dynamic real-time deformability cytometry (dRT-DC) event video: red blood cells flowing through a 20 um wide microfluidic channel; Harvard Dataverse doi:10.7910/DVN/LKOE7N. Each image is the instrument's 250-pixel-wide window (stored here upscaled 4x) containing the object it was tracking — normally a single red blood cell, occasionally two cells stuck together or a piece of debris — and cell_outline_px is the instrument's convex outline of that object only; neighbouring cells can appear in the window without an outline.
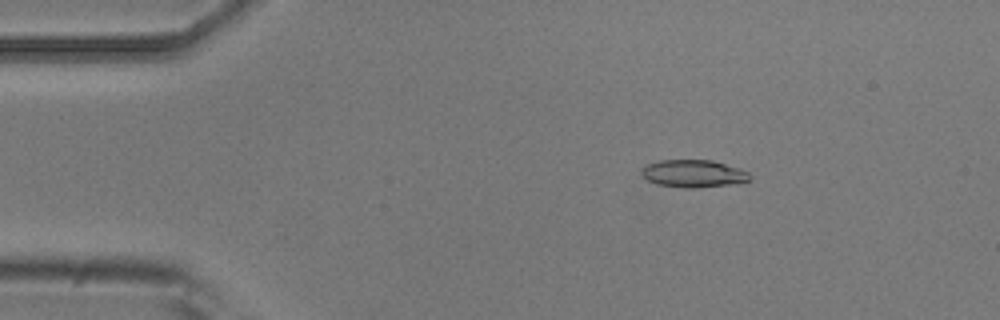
{"species": "common noctule bat (a hibernating species)", "species_latin": "Nyctalus noctula", "temperature_condition": "room temperature", "stored_images_in_passage": 51, "camera_frame_rate_fps": 3000, "um_per_image_px": 0.085, "animal": {"sex": "male", "body_mass_g": 20.5, "forearm_length_mm": 52.5}, "frame": {"image": 1, "passage_image": 8, "time_ms": 2.333, "image_size_px": [1000, 320], "cell_outline_px": [[752, 176], [748, 180], [728, 184], [700, 188], [684, 188], [656, 184], [648, 180], [640, 172], [648, 164], [660, 160], [712, 160], [740, 168], [748, 172]], "centroid_in_image_um": [58.94, 14.75], "position_along_channel_um": 26.1, "area_um2": 17.22}}
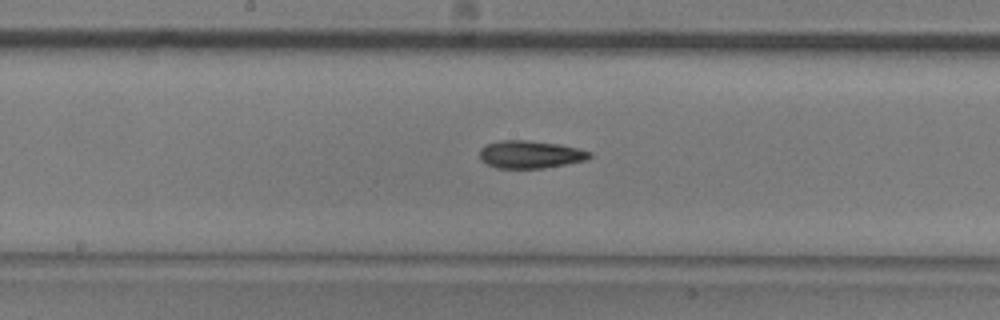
{"frame": {"image": 2, "passage_image": 26, "time_ms": 8.333, "image_size_px": [1000, 320], "cell_outline_px": [[592, 156], [588, 160], [544, 168], [496, 168], [480, 160], [480, 148], [484, 144], [500, 140], [528, 140], [560, 144], [592, 152]], "centroid_in_image_um": [45.06, 13.12], "position_along_channel_um": 203.1, "area_um2": 17.92}}
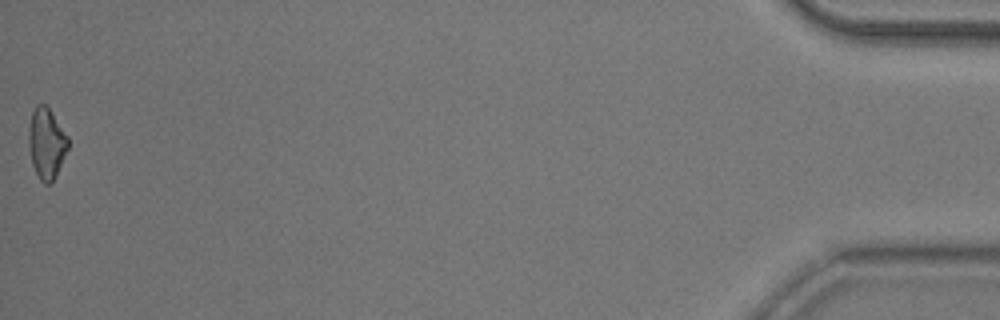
{"frame": {"image": 3, "passage_image": 51, "time_ms": 16.667, "image_size_px": [1000, 320], "cell_outline_px": [[68, 148], [56, 176], [48, 184], [44, 184], [40, 180], [32, 164], [28, 144], [28, 128], [32, 112], [36, 104], [44, 104], [48, 108], [68, 136]], "centroid_in_image_um": [3.93, 12.18], "position_along_channel_um": 431.3, "area_um2": 16.13}, "authors_computed_cell_mechanics": {"area_um2": 17.1088, "velocity_mm_per_s": 3.9394, "shape_relaxation_time_tau1_ms": 8.8779, "shape_relaxation_time_tau2_ms": 7.3258, "deformation_change_tau1": 0.1943, "deformation_change_tau2": 0.1775}}